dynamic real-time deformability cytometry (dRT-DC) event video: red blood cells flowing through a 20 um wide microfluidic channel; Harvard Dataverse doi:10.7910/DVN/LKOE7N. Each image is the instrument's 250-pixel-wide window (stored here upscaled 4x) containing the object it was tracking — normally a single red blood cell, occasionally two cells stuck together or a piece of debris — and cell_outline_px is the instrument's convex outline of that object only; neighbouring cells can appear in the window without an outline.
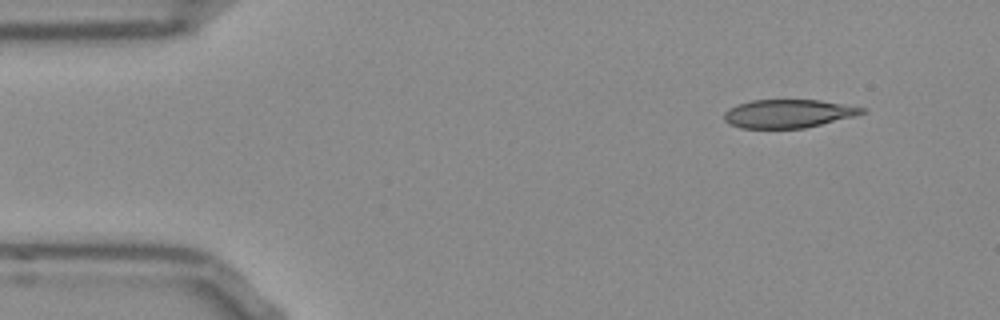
{"species": "Egyptian fruit bat (a non-hibernating species)", "species_latin": "Rousettus aegyptiacus", "temperature_condition": "room temperature", "stored_images_in_passage": 47, "camera_frame_rate_fps": 3000, "um_per_image_px": 0.085, "frame": {"image": 1, "passage_image": 1, "time_ms": 0.0, "image_size_px": [1000, 320], "cell_outline_px": [[868, 112], [804, 128], [740, 128], [728, 124], [724, 120], [724, 112], [728, 108], [752, 100], [820, 100], [868, 108]], "centroid_in_image_um": [66.99, 9.65], "position_along_channel_um": 18.0, "area_um2": 22.72}}
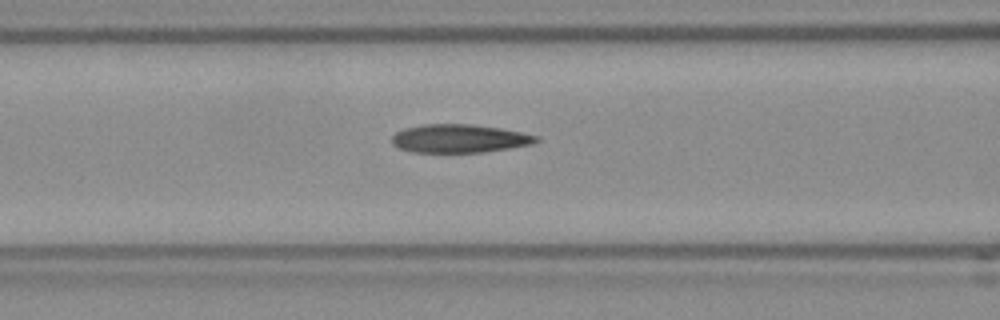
{"frame": {"image": 2, "passage_image": 16, "time_ms": 5.0, "image_size_px": [1000, 320], "cell_outline_px": [[540, 140], [532, 144], [484, 152], [412, 152], [400, 148], [392, 144], [392, 136], [396, 132], [404, 128], [424, 124], [472, 124], [500, 128], [540, 136]], "centroid_in_image_um": [39.05, 11.77], "position_along_channel_um": 127.6, "area_um2": 23.81}}
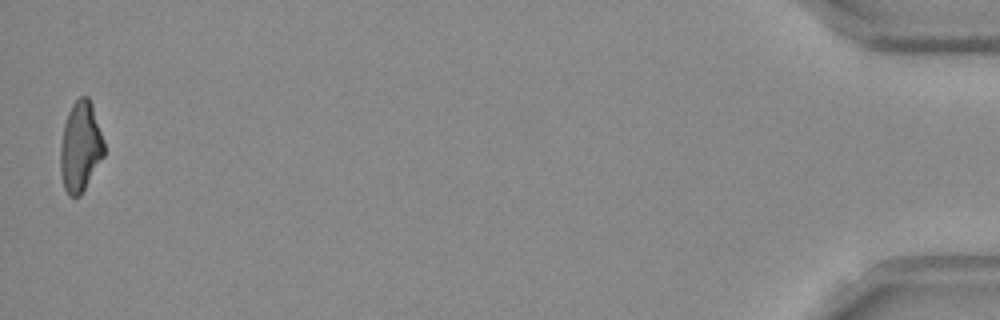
{"frame": {"image": 3, "passage_image": 47, "time_ms": 15.333, "image_size_px": [1000, 320], "cell_outline_px": [[104, 156], [80, 196], [68, 196], [64, 188], [60, 172], [60, 144], [64, 124], [68, 112], [72, 104], [80, 96], [88, 96], [92, 104], [104, 140]], "centroid_in_image_um": [6.83, 12.47], "position_along_channel_um": 428.4, "area_um2": 23.06}, "authors_computed_cell_mechanics": {"area_um2": 23.9292, "velocity_mm_per_s": 3.8654, "shape_relaxation_time_tau1_ms": null, "shape_relaxation_time_tau2_ms": 3.3289, "deformation_change_tau1": null, "deformation_change_tau2": 0.1194}}